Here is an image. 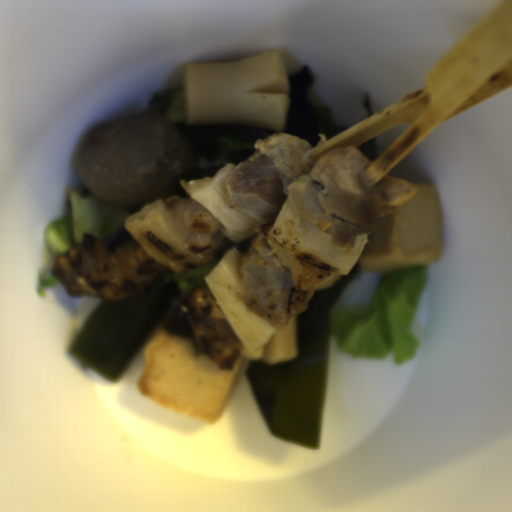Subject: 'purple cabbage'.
Listing matches in <instances>:
<instances>
[{
  "instance_id": "c1f60e8f",
  "label": "purple cabbage",
  "mask_w": 512,
  "mask_h": 512,
  "mask_svg": "<svg viewBox=\"0 0 512 512\" xmlns=\"http://www.w3.org/2000/svg\"><path fill=\"white\" fill-rule=\"evenodd\" d=\"M195 155L197 167L193 180L201 178H213L222 167L229 165L227 160L223 158H213L206 154L196 152Z\"/></svg>"
}]
</instances>
